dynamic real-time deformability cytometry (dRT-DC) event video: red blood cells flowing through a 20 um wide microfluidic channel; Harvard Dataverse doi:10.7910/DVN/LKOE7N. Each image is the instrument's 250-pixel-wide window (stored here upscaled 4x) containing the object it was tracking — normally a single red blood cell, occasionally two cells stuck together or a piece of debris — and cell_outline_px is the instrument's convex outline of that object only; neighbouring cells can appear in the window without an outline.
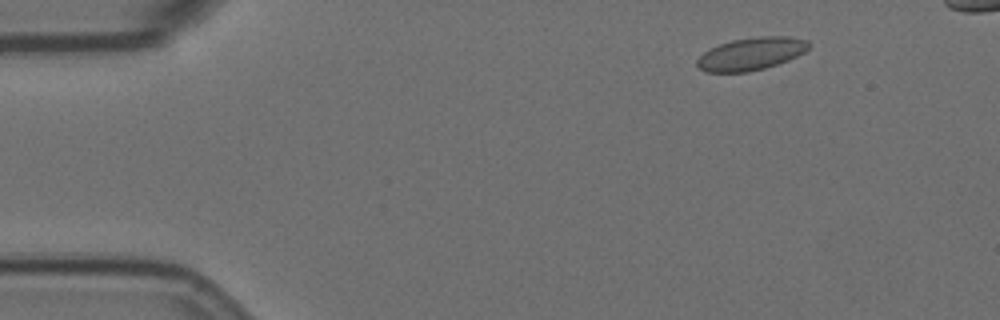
{"species": "Egyptian fruit bat (a non-hibernating species)", "species_latin": "Rousettus aegyptiacus", "temperature_condition": "room temperature", "stored_images_in_passage": 5, "camera_frame_rate_fps": 3000, "um_per_image_px": 0.085, "animal": {"sex": "female"}, "frame": {"image": 1, "passage_image": 2, "time_ms": 1.333, "image_size_px": [1000, 320], "cell_outline_px": [[812, 44], [804, 52], [788, 60], [764, 68], [748, 72], [704, 72], [696, 64], [696, 60], [704, 52], [720, 44], [732, 40], [760, 36], [788, 36], [808, 40]], "centroid_in_image_um": [63.86, 4.57], "position_along_channel_um": 21.1, "area_um2": 21.15}}